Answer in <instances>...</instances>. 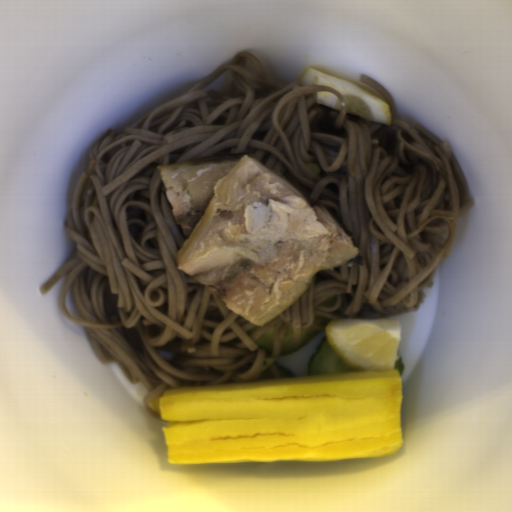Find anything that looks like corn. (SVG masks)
Masks as SVG:
<instances>
[{
	"mask_svg": "<svg viewBox=\"0 0 512 512\" xmlns=\"http://www.w3.org/2000/svg\"><path fill=\"white\" fill-rule=\"evenodd\" d=\"M166 384H159L155 388H153L146 396V400L150 406V408L155 412L160 414L158 397L167 390Z\"/></svg>",
	"mask_w": 512,
	"mask_h": 512,
	"instance_id": "corn-1",
	"label": "corn"
},
{
	"mask_svg": "<svg viewBox=\"0 0 512 512\" xmlns=\"http://www.w3.org/2000/svg\"><path fill=\"white\" fill-rule=\"evenodd\" d=\"M305 166L308 167L311 171H313L315 174H318L321 176V169L318 165L311 162H305Z\"/></svg>",
	"mask_w": 512,
	"mask_h": 512,
	"instance_id": "corn-2",
	"label": "corn"
}]
</instances>
